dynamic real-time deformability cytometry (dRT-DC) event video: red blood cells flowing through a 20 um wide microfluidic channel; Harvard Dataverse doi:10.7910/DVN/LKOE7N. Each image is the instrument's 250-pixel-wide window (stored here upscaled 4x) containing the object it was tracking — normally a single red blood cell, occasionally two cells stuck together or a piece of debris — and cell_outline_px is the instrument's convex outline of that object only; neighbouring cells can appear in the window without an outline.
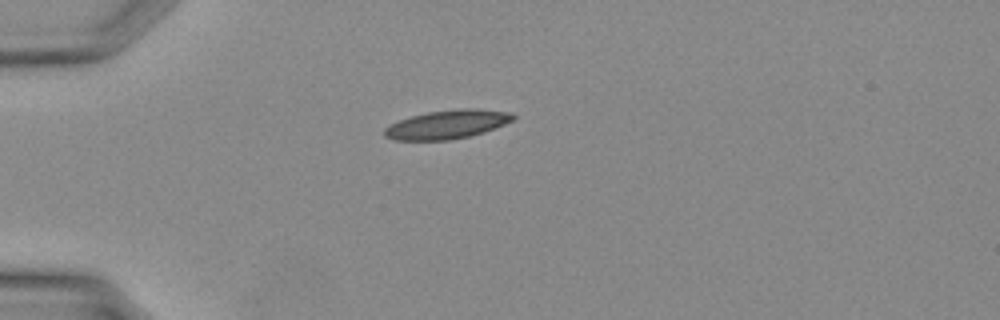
{"species": "Egyptian fruit bat (a non-hibernating species)", "species_latin": "Rousettus aegyptiacus", "temperature_condition": "warm", "stored_images_in_passage": 28, "camera_frame_rate_fps": 3000, "um_per_image_px": 0.085, "animal": {"sex": "female"}, "frame": {"image": 1, "passage_image": 1, "time_ms": 0.0, "image_size_px": [1000, 320], "cell_outline_px": [[516, 120], [484, 132], [468, 136], [448, 140], [396, 140], [384, 136], [384, 128], [388, 124], [412, 116], [428, 112], [456, 108], [476, 108], [512, 112], [516, 116]], "centroid_in_image_um": [38.05, 10.56], "position_along_channel_um": 46.9, "area_um2": 21.73}}
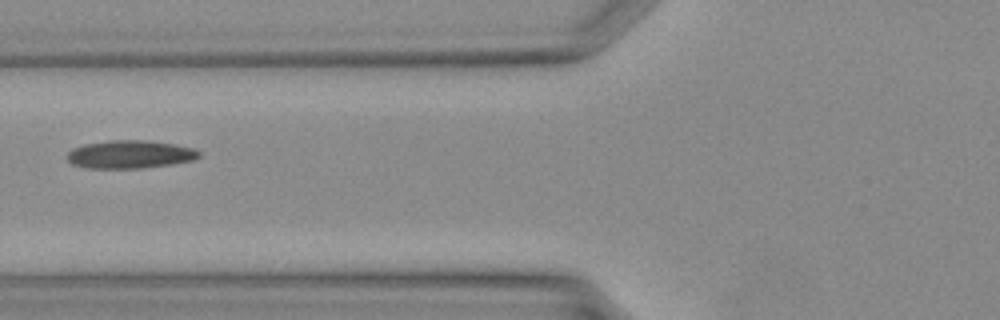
{"frame": {"image": 2, "passage_image": 6, "time_ms": 1.667, "image_size_px": [1000, 320], "cell_outline_px": [[200, 156], [196, 160], [172, 164], [144, 168], [84, 168], [72, 164], [68, 160], [68, 152], [72, 148], [84, 144], [112, 140], [144, 140], [172, 144], [192, 148], [200, 152]], "centroid_in_image_um": [11.04, 13.13], "position_along_channel_um": 114.8, "area_um2": 21.56}}
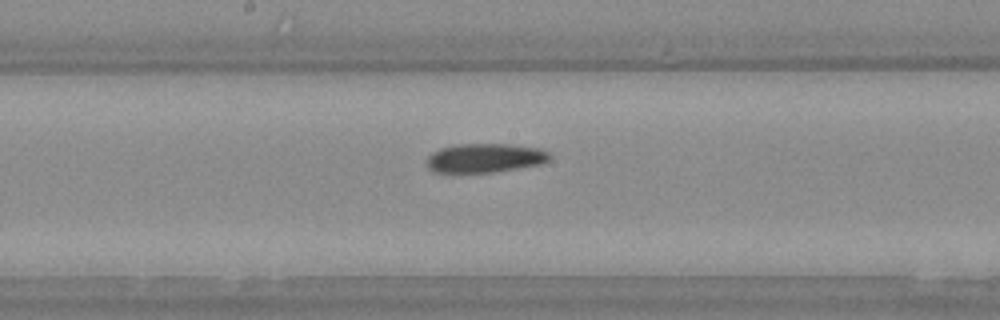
{"frame": {"image": 3, "passage_image": 11, "time_ms": 3.333, "image_size_px": [1000, 320], "cell_outline_px": [[552, 156], [544, 164], [496, 172], [432, 172], [428, 168], [428, 156], [432, 152], [440, 148], [452, 144], [508, 144], [540, 148], [548, 152]], "centroid_in_image_um": [41.25, 13.43], "position_along_channel_um": 207.0, "area_um2": 21.04}}